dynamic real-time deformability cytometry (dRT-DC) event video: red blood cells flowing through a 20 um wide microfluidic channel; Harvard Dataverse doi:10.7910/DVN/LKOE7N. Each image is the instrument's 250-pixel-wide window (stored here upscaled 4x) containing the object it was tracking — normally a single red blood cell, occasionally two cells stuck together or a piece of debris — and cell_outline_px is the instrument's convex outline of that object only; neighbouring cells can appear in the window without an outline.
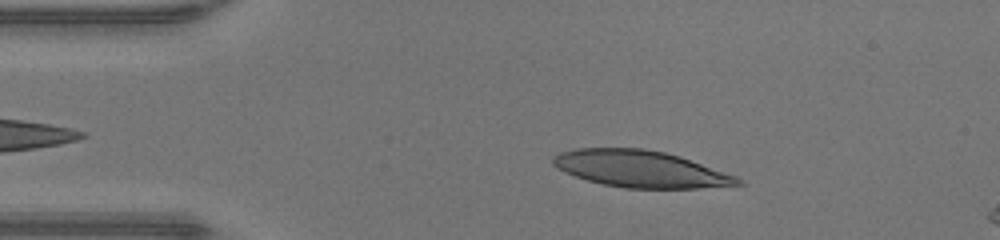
{"species": "human", "species_latin": "Homo sapiens", "temperature_condition": "warm", "stored_images_in_passage": 42, "camera_frame_rate_fps": 3000, "um_per_image_px": 0.085, "donor": {"sex": "male"}, "frame": {"image": 1, "passage_image": 3, "time_ms": 0.667, "image_size_px": [1000, 240], "cell_outline_px": [[744, 184], [696, 188], [624, 188], [604, 184], [588, 180], [564, 172], [556, 168], [552, 164], [552, 156], [560, 152], [576, 148], [644, 148], [664, 152], [680, 156], [736, 176]], "centroid_in_image_um": [54.39, 14.35], "position_along_channel_um": 30.6, "area_um2": 39.36}}
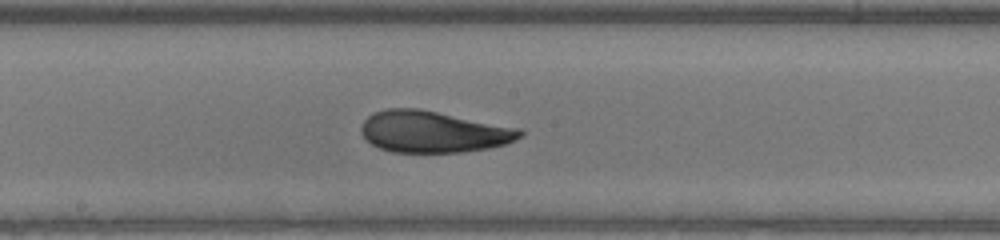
{"frame": {"image": 2, "passage_image": 19, "time_ms": 6.0, "image_size_px": [1000, 240], "cell_outline_px": [[524, 136], [504, 144], [488, 148], [460, 152], [392, 152], [380, 148], [372, 144], [360, 132], [360, 128], [364, 120], [368, 116], [376, 112], [388, 108], [420, 108], [520, 128], [524, 132]], "centroid_in_image_um": [36.83, 11.19], "position_along_channel_um": 211.4, "area_um2": 38.44}}
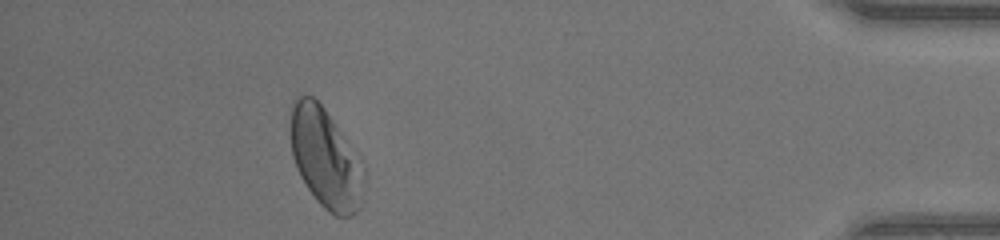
{"frame": {"image": 3, "passage_image": 37, "time_ms": 12.0, "image_size_px": [1000, 240], "cell_outline_px": [[364, 188], [360, 204], [356, 212], [352, 216], [336, 216], [324, 208], [316, 200], [300, 176], [292, 156], [292, 104], [296, 96], [312, 96], [324, 108], [340, 132], [364, 172]], "centroid_in_image_um": [27.64, 13.5], "position_along_channel_um": 407.6, "area_um2": 41.27}, "authors_computed_cell_mechanics": {"area_um2": 38.8127, "velocity_mm_per_s": 4.2949, "shape_relaxation_time_tau1_ms": 5.951, "shape_relaxation_time_tau2_ms": 1.0023, "deformation_change_tau1": 0.2245, "deformation_change_tau2": 0.0627}}